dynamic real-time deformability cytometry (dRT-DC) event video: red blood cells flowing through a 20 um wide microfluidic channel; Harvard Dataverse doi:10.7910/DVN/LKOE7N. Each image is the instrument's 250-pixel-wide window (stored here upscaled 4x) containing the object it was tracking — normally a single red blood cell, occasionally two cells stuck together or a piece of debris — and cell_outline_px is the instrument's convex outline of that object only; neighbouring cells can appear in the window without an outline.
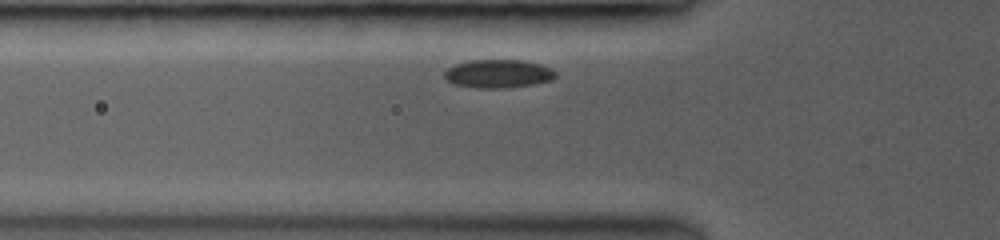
{"species": "common noctule bat (a hibernating species)", "species_latin": "Nyctalus noctula", "temperature_condition": "room temperature", "stored_images_in_passage": 9, "camera_frame_rate_fps": 3500, "um_per_image_px": 0.085, "animal": {"sex": "female", "body_mass_g": 19.0, "forearm_length_mm": 53.3}, "frame": {"image": 1, "passage_image": 2, "time_ms": 0.571, "image_size_px": [1000, 240], "cell_outline_px": [[556, 76], [552, 80], [532, 84], [508, 88], [476, 88], [456, 84], [448, 80], [444, 76], [444, 72], [448, 68], [456, 64], [472, 60], [524, 60], [540, 64], [556, 72]], "centroid_in_image_um": [42.36, 6.27], "position_along_channel_um": 83.4, "area_um2": 18.21}}
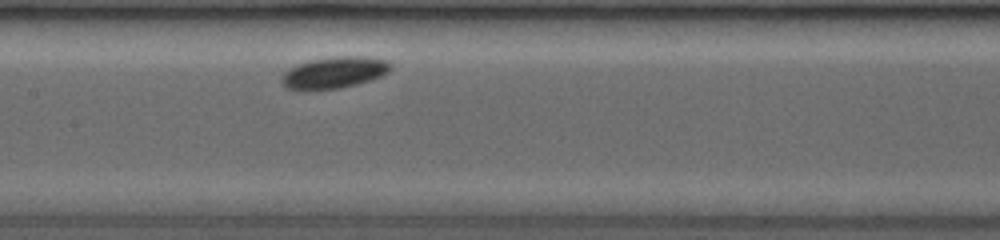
{"frame": {"image": 2, "passage_image": 7, "time_ms": 3.143, "image_size_px": [1000, 240], "cell_outline_px": [[392, 68], [388, 72], [380, 76], [356, 84], [336, 88], [288, 88], [280, 84], [280, 76], [288, 68], [312, 60], [332, 56], [360, 56], [388, 60], [392, 64]], "centroid_in_image_um": [28.42, 6.13], "position_along_channel_um": 179.0, "area_um2": 19.59}}
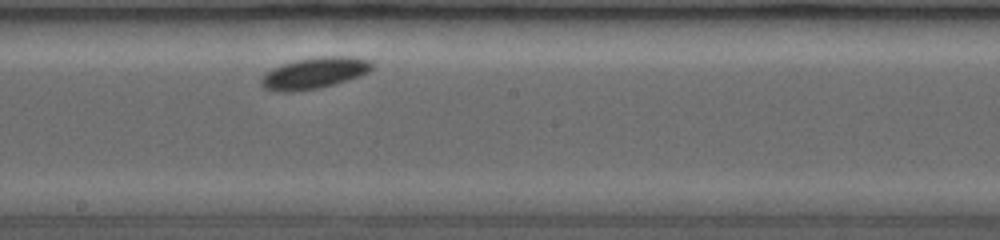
{"frame": {"image": 3, "passage_image": 9, "time_ms": 4.286, "image_size_px": [1000, 240], "cell_outline_px": [[372, 68], [368, 72], [360, 76], [336, 84], [316, 88], [264, 88], [260, 84], [260, 80], [264, 72], [280, 64], [296, 60], [320, 56], [348, 56], [372, 60]], "centroid_in_image_um": [26.8, 6.14], "position_along_channel_um": 221.4, "area_um2": 19.48}}